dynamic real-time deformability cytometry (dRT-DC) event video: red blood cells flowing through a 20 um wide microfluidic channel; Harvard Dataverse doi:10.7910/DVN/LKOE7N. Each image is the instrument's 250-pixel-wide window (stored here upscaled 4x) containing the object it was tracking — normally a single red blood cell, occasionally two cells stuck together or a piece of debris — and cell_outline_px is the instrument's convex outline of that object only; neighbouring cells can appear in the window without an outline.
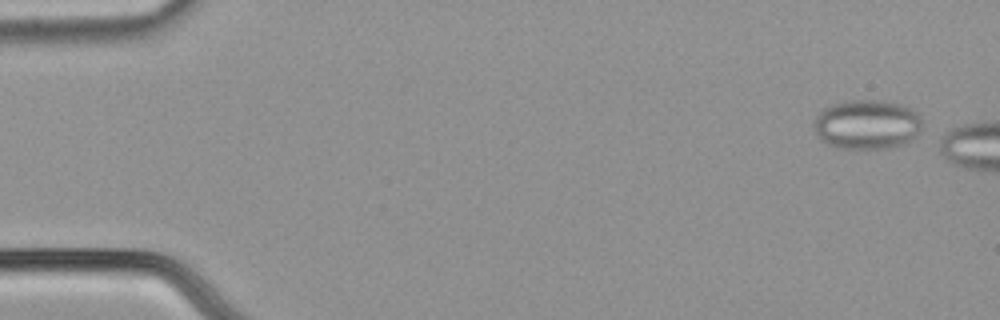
{"species": "common noctule bat (a hibernating species)", "species_latin": "Nyctalus noctula", "temperature_condition": "cold", "stored_images_in_passage": 12, "camera_frame_rate_fps": 3000, "um_per_image_px": 0.085, "animal": {"sex": "male", "body_mass_g": 21.5, "forearm_length_mm": 52.0}, "frame": {"image": 1, "passage_image": 1, "time_ms": 0.0, "image_size_px": [1000, 320], "cell_outline_px": [[920, 132], [912, 140], [896, 148], [836, 148], [820, 140], [816, 136], [812, 124], [812, 120], [824, 108], [832, 104], [852, 100], [884, 100], [900, 104], [916, 112], [920, 116]], "centroid_in_image_um": [73.66, 10.59], "position_along_channel_um": 11.3, "area_um2": 31.62}}